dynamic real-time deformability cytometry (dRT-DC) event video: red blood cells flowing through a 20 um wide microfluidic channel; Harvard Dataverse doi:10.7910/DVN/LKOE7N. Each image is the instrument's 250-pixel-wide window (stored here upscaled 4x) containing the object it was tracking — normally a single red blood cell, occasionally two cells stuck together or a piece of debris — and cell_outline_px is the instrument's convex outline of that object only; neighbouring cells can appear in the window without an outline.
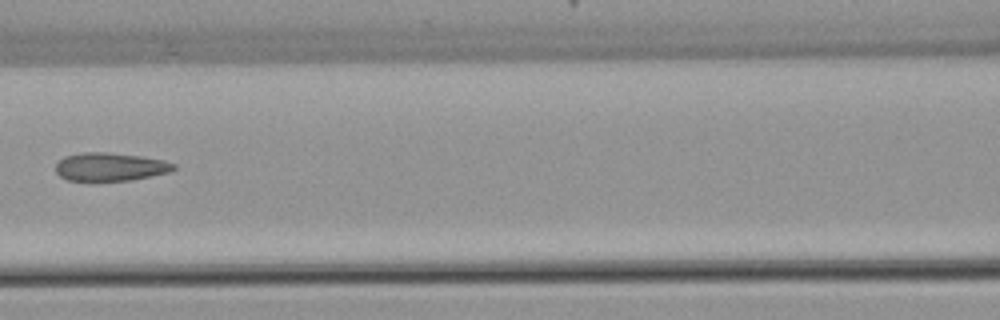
{"species": "common noctule bat (a hibernating species)", "species_latin": "Nyctalus noctula", "temperature_condition": "warm", "stored_images_in_passage": 6, "camera_frame_rate_fps": 3000, "um_per_image_px": 0.085, "animal": {"sex": "female", "body_mass_g": 22.7, "forearm_length_mm": 54.2}, "frame": {"image": 1, "passage_image": 5, "time_ms": 5.0, "image_size_px": [1000, 320], "cell_outline_px": [[176, 168], [168, 172], [132, 180], [92, 184], [68, 180], [60, 176], [56, 172], [56, 164], [64, 156], [84, 152], [104, 152], [140, 156], [164, 160], [176, 164]], "centroid_in_image_um": [9.32, 14.23], "position_along_channel_um": 157.3, "area_um2": 20.11}}
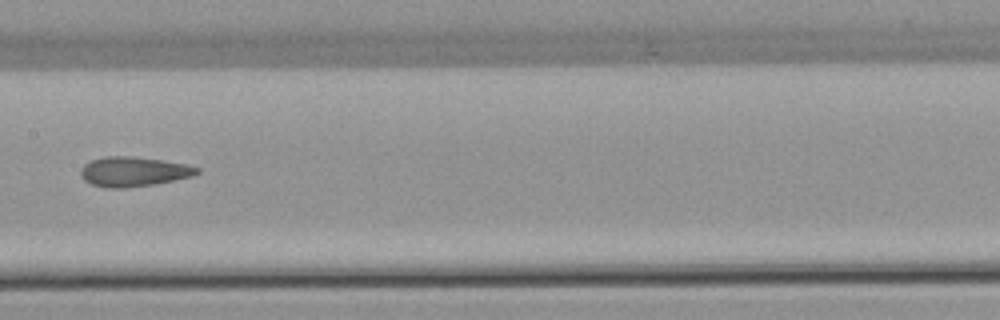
{"frame": {"image": 2, "passage_image": 6, "time_ms": 6.0, "image_size_px": [1000, 320], "cell_outline_px": [[200, 172], [192, 176], [156, 184], [124, 188], [108, 188], [92, 184], [84, 180], [80, 176], [80, 168], [84, 164], [92, 160], [104, 156], [132, 156], [188, 164], [200, 168]], "centroid_in_image_um": [11.34, 14.59], "position_along_channel_um": 196.1, "area_um2": 20.23}}